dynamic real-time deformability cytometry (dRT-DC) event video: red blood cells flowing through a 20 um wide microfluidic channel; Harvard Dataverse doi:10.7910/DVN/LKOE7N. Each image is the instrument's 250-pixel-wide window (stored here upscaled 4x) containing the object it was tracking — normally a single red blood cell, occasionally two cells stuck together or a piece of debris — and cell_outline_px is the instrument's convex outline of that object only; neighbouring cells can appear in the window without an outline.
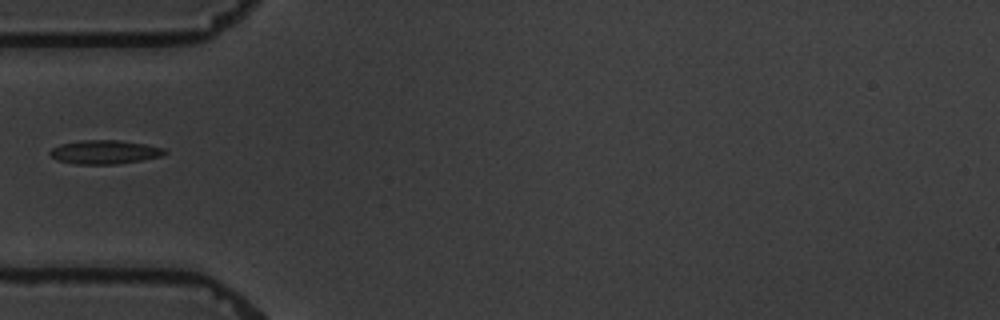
{"species": "common noctule bat (a hibernating species)", "species_latin": "Nyctalus noctula", "temperature_condition": "warm", "stored_images_in_passage": 2, "camera_frame_rate_fps": 3000, "um_per_image_px": 0.085, "animal": {"sex": "male", "body_mass_g": 19.5, "forearm_length_mm": 54.6}, "frame": {"image": 1, "passage_image": 2, "time_ms": 1.0, "image_size_px": [1000, 320], "cell_outline_px": [[168, 152], [160, 156], [140, 160], [116, 164], [76, 164], [56, 160], [48, 152], [52, 148], [60, 144], [80, 140], [120, 140], [144, 144], [164, 148]], "centroid_in_image_um": [8.86, 12.92], "position_along_channel_um": 76.1, "area_um2": 15.84}}